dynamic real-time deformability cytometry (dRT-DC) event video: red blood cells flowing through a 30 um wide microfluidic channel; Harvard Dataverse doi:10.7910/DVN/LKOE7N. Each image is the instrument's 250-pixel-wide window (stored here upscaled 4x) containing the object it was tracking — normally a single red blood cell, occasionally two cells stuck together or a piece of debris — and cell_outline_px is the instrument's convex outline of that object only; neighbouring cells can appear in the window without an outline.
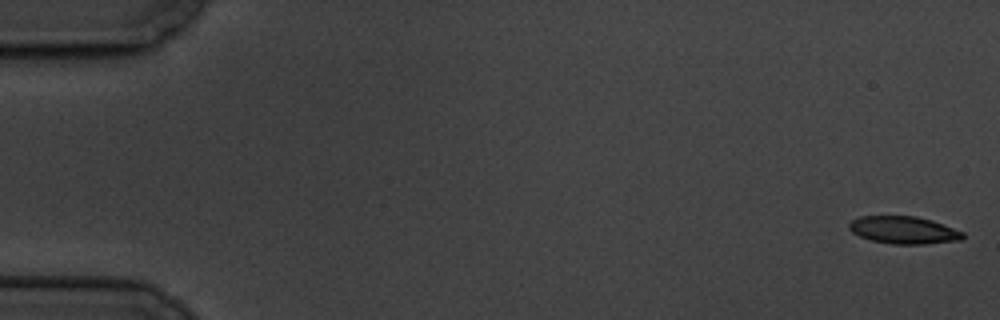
{"species": "common noctule bat (a hibernating species)", "species_latin": "Nyctalus noctula", "temperature_condition": "cold", "stored_images_in_passage": 6, "camera_frame_rate_fps": 3000, "um_per_image_px": 0.085, "animal": {"sex": "male", "body_mass_g": 19.5, "forearm_length_mm": 54.6}, "frame": {"image": 1, "passage_image": 1, "time_ms": 0.0, "image_size_px": [1000, 320], "cell_outline_px": [[964, 236], [960, 240], [924, 244], [892, 244], [872, 240], [860, 236], [852, 232], [848, 228], [848, 224], [852, 220], [860, 216], [916, 216], [932, 220], [964, 232]], "centroid_in_image_um": [76.8, 19.55], "position_along_channel_um": 8.2, "area_um2": 18.15}}